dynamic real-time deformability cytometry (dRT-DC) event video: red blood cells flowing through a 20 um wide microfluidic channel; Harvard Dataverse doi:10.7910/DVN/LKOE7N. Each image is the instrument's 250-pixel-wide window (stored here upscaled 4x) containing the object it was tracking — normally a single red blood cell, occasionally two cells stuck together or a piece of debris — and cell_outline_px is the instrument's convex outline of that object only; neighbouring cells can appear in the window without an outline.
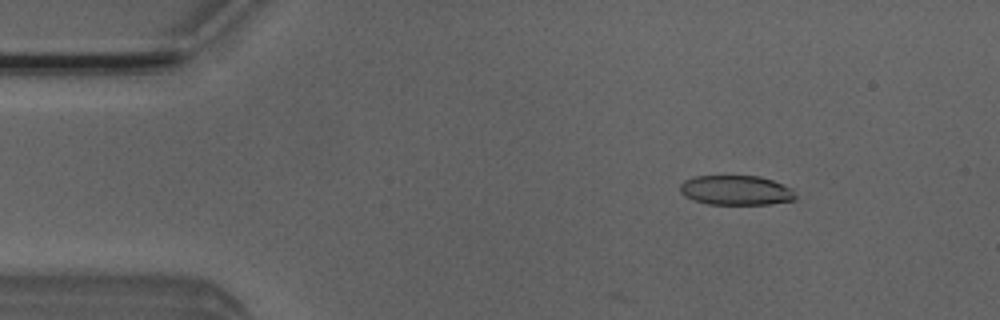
{"species": "Egyptian fruit bat (a non-hibernating species)", "species_latin": "Rousettus aegyptiacus", "temperature_condition": "room temperature", "stored_images_in_passage": 5, "camera_frame_rate_fps": 3000, "um_per_image_px": 0.085, "animal": {"sex": "male"}, "frame": {"image": 1, "passage_image": 2, "time_ms": 0.333, "image_size_px": [1000, 320], "cell_outline_px": [[796, 200], [768, 204], [708, 204], [692, 200], [684, 196], [680, 192], [680, 184], [684, 180], [696, 176], [760, 176], [772, 180], [792, 188], [796, 196]], "centroid_in_image_um": [62.55, 16.17], "position_along_channel_um": 22.4, "area_um2": 20.06}}